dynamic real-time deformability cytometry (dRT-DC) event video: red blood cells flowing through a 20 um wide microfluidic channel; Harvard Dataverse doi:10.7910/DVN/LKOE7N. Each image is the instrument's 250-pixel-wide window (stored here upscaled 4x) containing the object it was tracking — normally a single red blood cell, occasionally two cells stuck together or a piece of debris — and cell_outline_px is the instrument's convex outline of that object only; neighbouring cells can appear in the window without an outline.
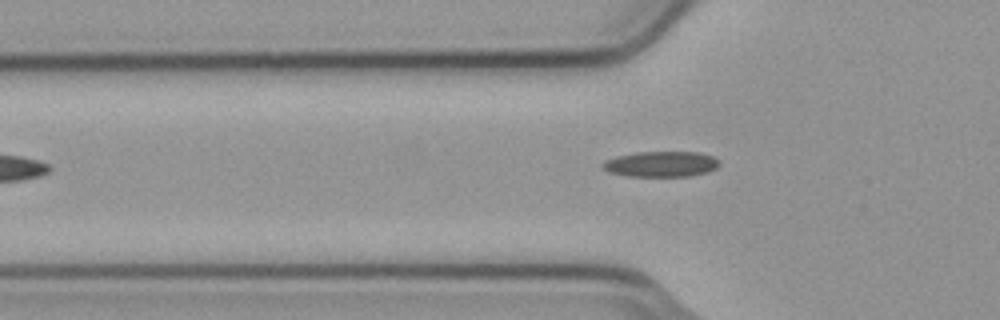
{"species": "common noctule bat (a hibernating species)", "species_latin": "Nyctalus noctula", "temperature_condition": "cold", "stored_images_in_passage": 2, "camera_frame_rate_fps": 3000, "um_per_image_px": 0.085, "animal": {"sex": "male", "body_mass_g": 23.1, "forearm_length_mm": 52.7}, "frame": {"image": 1, "passage_image": 2, "time_ms": 0.333, "image_size_px": [1000, 320], "cell_outline_px": [[720, 164], [716, 168], [708, 172], [688, 176], [628, 176], [608, 172], [600, 164], [604, 160], [616, 156], [636, 152], [696, 152], [712, 156], [720, 160]], "centroid_in_image_um": [56.18, 13.94], "position_along_channel_um": 69.6, "area_um2": 17.46}}